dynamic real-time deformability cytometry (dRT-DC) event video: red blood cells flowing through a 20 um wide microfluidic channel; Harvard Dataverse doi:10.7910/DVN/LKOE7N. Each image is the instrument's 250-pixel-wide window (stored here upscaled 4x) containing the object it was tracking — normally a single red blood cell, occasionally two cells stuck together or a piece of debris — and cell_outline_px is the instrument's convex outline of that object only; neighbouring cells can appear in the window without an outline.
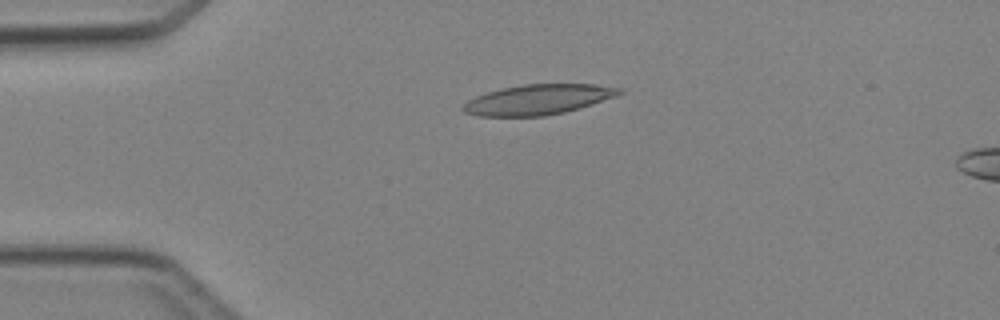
{"species": "Egyptian fruit bat (a non-hibernating species)", "species_latin": "Rousettus aegyptiacus", "temperature_condition": "cold", "stored_images_in_passage": 2, "segment_of_instrument_passage": [1, 2], "camera_frame_rate_fps": 3000, "um_per_image_px": 0.085, "animal": {"sex": "female"}, "frame": {"image": 1, "passage_image": 1, "time_ms": 0.0, "image_size_px": [1000, 320], "cell_outline_px": [[624, 92], [616, 96], [580, 108], [564, 112], [544, 116], [480, 116], [464, 112], [460, 108], [468, 100], [476, 96], [500, 88], [524, 84], [596, 84], [624, 88]], "centroid_in_image_um": [45.76, 8.45], "position_along_channel_um": 39.2, "area_um2": 27.51}}